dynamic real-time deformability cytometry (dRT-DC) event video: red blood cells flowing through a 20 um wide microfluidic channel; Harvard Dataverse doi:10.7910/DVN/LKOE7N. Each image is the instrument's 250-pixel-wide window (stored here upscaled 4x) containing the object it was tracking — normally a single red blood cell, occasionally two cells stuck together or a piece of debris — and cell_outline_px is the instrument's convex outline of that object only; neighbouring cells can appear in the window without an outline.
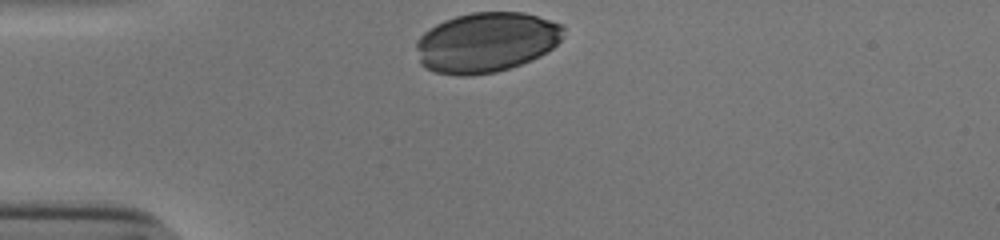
{"species": "human", "species_latin": "Homo sapiens", "temperature_condition": "cold", "stored_images_in_passage": 30, "camera_frame_rate_fps": 3000, "um_per_image_px": 0.085, "donor": {"sex": "male"}, "frame": {"image": 1, "passage_image": 1, "time_ms": 0.0, "image_size_px": [1000, 240], "cell_outline_px": [[564, 28], [560, 40], [552, 48], [540, 56], [520, 64], [496, 72], [468, 76], [456, 76], [436, 72], [420, 64], [416, 48], [416, 40], [424, 32], [436, 24], [444, 20], [456, 16], [472, 12], [524, 12], [564, 24]], "centroid_in_image_um": [41.32, 3.59], "position_along_channel_um": 43.7, "area_um2": 51.56}}
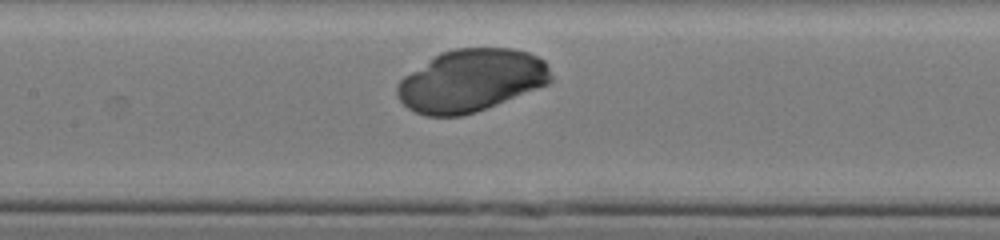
{"frame": {"image": 2, "passage_image": 13, "time_ms": 4.0, "image_size_px": [1000, 240], "cell_outline_px": [[552, 80], [548, 84], [476, 112], [460, 116], [424, 116], [408, 108], [396, 96], [396, 84], [404, 76], [440, 52], [456, 48], [512, 48], [528, 52], [544, 60], [552, 76]], "centroid_in_image_um": [40.02, 6.84], "position_along_channel_um": 167.4, "area_um2": 55.83}}
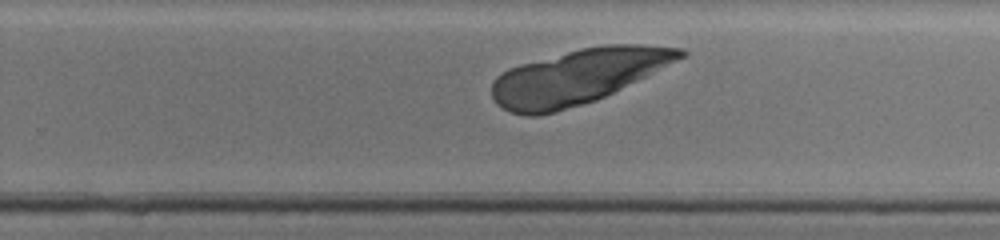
{"frame": {"image": 3, "passage_image": 22, "time_ms": 7.0, "image_size_px": [1000, 240], "cell_outline_px": [[688, 52], [684, 56], [596, 100], [552, 112], [536, 116], [528, 116], [508, 112], [496, 104], [492, 96], [492, 84], [496, 76], [508, 68], [520, 64], [580, 48], [604, 44], [640, 44], [684, 48]], "centroid_in_image_um": [49.04, 6.5], "position_along_channel_um": 280.8, "area_um2": 59.42}}